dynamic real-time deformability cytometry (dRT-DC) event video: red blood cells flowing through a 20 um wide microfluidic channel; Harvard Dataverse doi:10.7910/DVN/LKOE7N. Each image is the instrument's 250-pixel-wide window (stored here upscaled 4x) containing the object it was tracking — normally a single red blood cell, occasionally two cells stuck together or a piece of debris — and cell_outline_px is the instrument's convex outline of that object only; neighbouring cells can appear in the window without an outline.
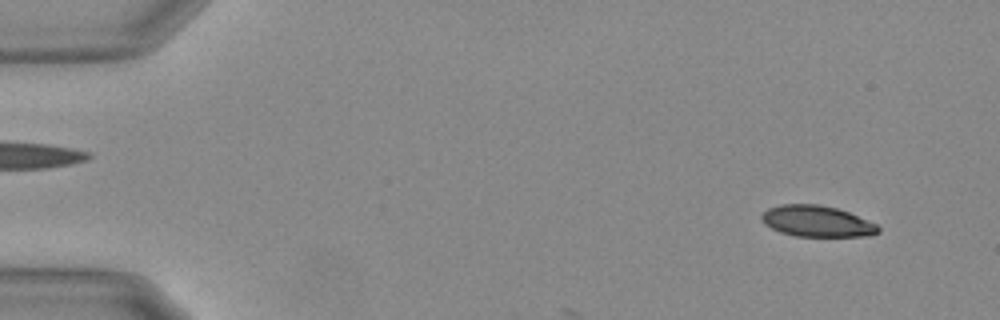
{"species": "Egyptian fruit bat (a non-hibernating species)", "species_latin": "Rousettus aegyptiacus", "temperature_condition": "warm", "stored_images_in_passage": 7, "camera_frame_rate_fps": 3000, "um_per_image_px": 0.085, "animal": {"sex": "female"}, "frame": {"image": 1, "passage_image": 3, "time_ms": 0.667, "image_size_px": [1000, 320], "cell_outline_px": [[880, 232], [868, 236], [796, 236], [780, 232], [764, 224], [760, 220], [760, 216], [768, 208], [780, 204], [820, 204], [836, 208], [848, 212], [876, 224], [880, 228]], "centroid_in_image_um": [69.4, 18.8], "position_along_channel_um": 15.6, "area_um2": 21.15}}